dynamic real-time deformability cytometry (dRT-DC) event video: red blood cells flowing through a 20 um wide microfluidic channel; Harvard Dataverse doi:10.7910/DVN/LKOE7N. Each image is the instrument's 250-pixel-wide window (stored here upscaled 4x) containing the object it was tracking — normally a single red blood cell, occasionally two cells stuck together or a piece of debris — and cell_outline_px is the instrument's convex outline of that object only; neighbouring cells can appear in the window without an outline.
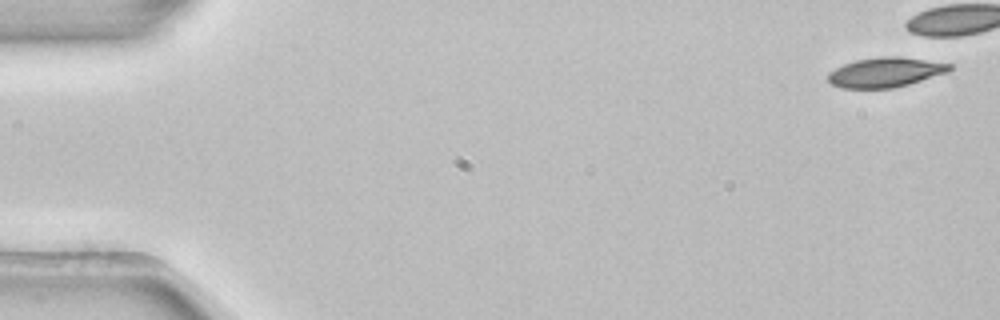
{"species": "common noctule bat (a hibernating species)", "species_latin": "Nyctalus noctula", "temperature_condition": "room temperature", "stored_images_in_passage": 6, "camera_frame_rate_fps": 3000, "um_per_image_px": 0.085, "animal": {"sex": "female", "body_mass_g": 22.7, "forearm_length_mm": 54.2}, "frame": {"image": 1, "passage_image": 1, "time_ms": 0.0, "image_size_px": [1000, 320], "cell_outline_px": [[952, 68], [948, 72], [908, 84], [892, 88], [840, 88], [832, 84], [828, 80], [828, 72], [844, 64], [856, 60], [880, 56], [900, 56], [952, 64]], "centroid_in_image_um": [75.25, 6.14], "position_along_channel_um": 9.8, "area_um2": 20.98}}